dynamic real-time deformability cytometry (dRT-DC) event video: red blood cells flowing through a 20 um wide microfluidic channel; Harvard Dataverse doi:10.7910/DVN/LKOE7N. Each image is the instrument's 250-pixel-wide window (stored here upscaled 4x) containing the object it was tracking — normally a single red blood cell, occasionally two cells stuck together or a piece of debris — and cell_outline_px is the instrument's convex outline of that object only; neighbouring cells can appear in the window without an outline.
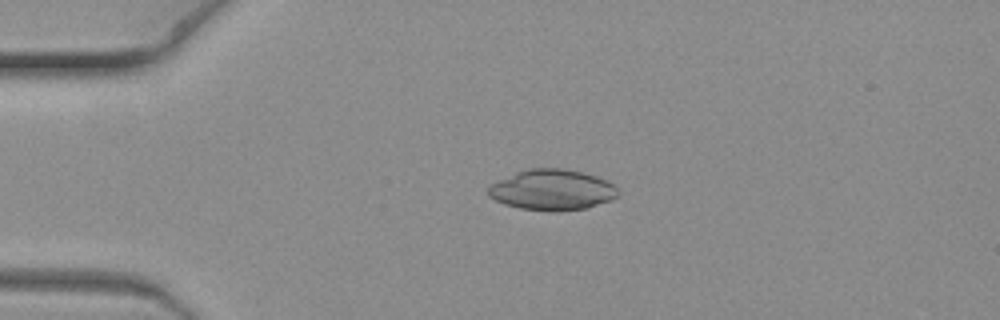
{"species": "common noctule bat (a hibernating species)", "species_latin": "Nyctalus noctula", "temperature_condition": "warm", "stored_images_in_passage": 7, "camera_frame_rate_fps": 3000, "um_per_image_px": 0.085, "animal": {"sex": "female", "body_mass_g": 19.3, "forearm_length_mm": 54.1}, "frame": {"image": 1, "passage_image": 4, "time_ms": 1.0, "image_size_px": [1000, 320], "cell_outline_px": [[620, 196], [612, 200], [588, 208], [560, 212], [556, 212], [520, 208], [504, 204], [488, 196], [488, 188], [492, 184], [516, 172], [528, 168], [564, 168], [584, 172], [596, 176], [612, 184], [620, 192]], "centroid_in_image_um": [46.97, 16.15], "position_along_channel_um": 38.0, "area_um2": 30.98}}